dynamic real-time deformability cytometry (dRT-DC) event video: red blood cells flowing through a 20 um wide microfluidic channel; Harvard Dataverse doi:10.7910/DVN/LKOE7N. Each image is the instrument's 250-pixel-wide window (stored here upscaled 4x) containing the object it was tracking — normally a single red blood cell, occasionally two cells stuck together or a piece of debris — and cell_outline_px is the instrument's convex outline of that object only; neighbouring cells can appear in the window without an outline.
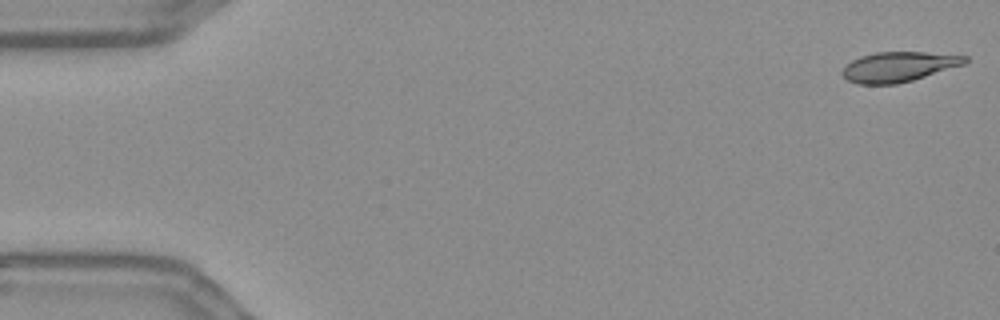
{"species": "Egyptian fruit bat (a non-hibernating species)", "species_latin": "Rousettus aegyptiacus", "temperature_condition": "warm", "stored_images_in_passage": 55, "camera_frame_rate_fps": 3000, "um_per_image_px": 0.085, "frame": {"image": 1, "passage_image": 1, "time_ms": 0.0, "image_size_px": [1000, 320], "cell_outline_px": [[968, 60], [964, 64], [912, 80], [896, 84], [856, 84], [848, 80], [840, 72], [852, 60], [860, 56], [876, 52], [924, 52], [968, 56]], "centroid_in_image_um": [76.36, 5.67], "position_along_channel_um": 8.6, "area_um2": 21.21}}
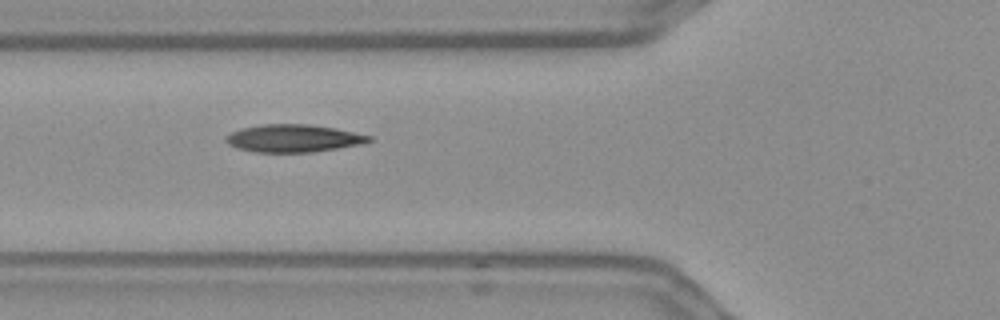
{"frame": {"image": 2, "passage_image": 20, "time_ms": 6.333, "image_size_px": [1000, 320], "cell_outline_px": [[372, 140], [360, 144], [312, 152], [252, 152], [236, 148], [228, 144], [224, 140], [224, 136], [240, 128], [264, 124], [308, 124], [336, 128], [372, 136]], "centroid_in_image_um": [24.88, 11.75], "position_along_channel_um": 100.9, "area_um2": 23.06}}
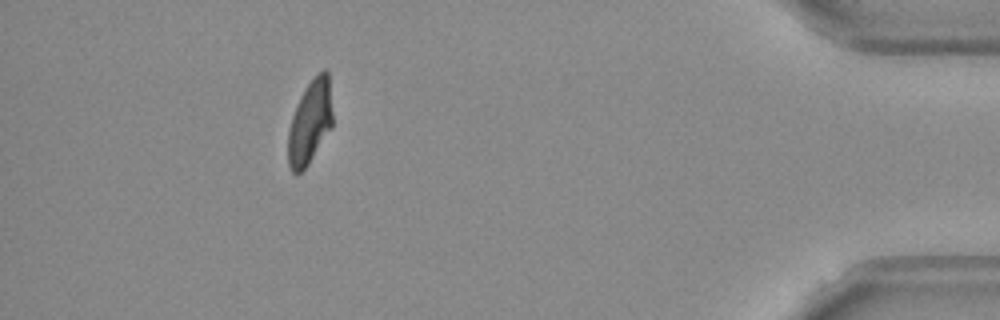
{"frame": {"image": 3, "passage_image": 50, "time_ms": 16.333, "image_size_px": [1000, 320], "cell_outline_px": [[332, 128], [308, 164], [300, 172], [292, 172], [288, 164], [288, 132], [292, 116], [300, 96], [304, 88], [324, 68], [328, 68], [332, 112]], "centroid_in_image_um": [26.36, 10.37], "position_along_channel_um": 408.8, "area_um2": 21.62}, "authors_computed_cell_mechanics": {"area_um2": 22.5998, "velocity_mm_per_s": 3.6364, "shape_relaxation_time_tau1_ms": 8.743, "shape_relaxation_time_tau2_ms": 2.2543, "deformation_change_tau1": 0.2376, "deformation_change_tau2": 0.0807}}